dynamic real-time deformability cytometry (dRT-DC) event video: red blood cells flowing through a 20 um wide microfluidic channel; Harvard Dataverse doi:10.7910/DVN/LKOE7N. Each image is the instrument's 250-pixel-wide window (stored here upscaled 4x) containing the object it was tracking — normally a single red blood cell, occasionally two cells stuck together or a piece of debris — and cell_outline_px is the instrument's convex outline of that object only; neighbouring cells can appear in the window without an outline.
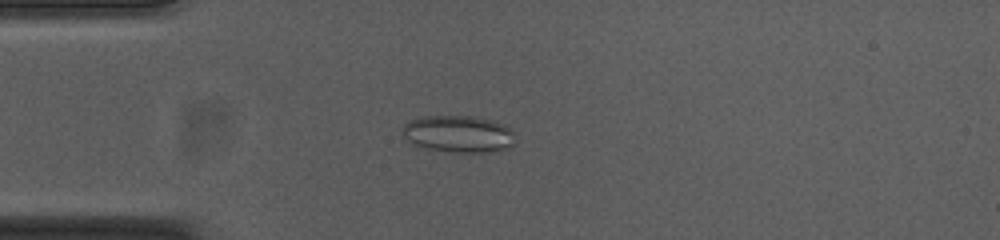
{"species": "common noctule bat (a hibernating species)", "species_latin": "Nyctalus noctula", "temperature_condition": "cold", "stored_images_in_passage": 54, "camera_frame_rate_fps": 3000, "um_per_image_px": 0.085, "animal": {"sex": "female", "body_mass_g": 23.0, "forearm_length_mm": 53.4}, "frame": {"image": 1, "passage_image": 14, "time_ms": 4.333, "image_size_px": [1000, 240], "cell_outline_px": [[516, 144], [492, 152], [452, 152], [428, 148], [416, 144], [408, 140], [404, 136], [404, 124], [412, 120], [424, 116], [468, 116], [492, 120], [504, 124], [512, 132]], "centroid_in_image_um": [39.01, 11.38], "position_along_channel_um": 46.0, "area_um2": 23.87}}
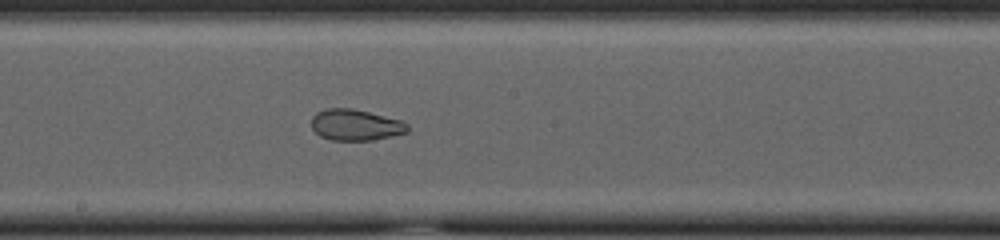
{"frame": {"image": 2, "passage_image": 29, "time_ms": 9.333, "image_size_px": [1000, 240], "cell_outline_px": [[408, 132], [372, 140], [332, 140], [320, 136], [312, 128], [312, 116], [316, 112], [328, 108], [352, 108], [404, 120], [408, 124]], "centroid_in_image_um": [30.24, 10.61], "position_along_channel_um": 218.0, "area_um2": 17.51}}
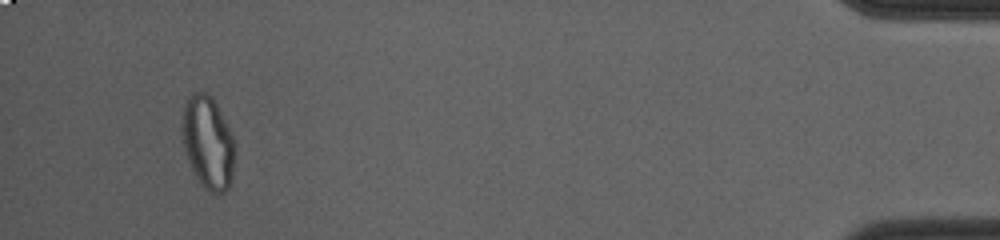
{"frame": {"image": 3, "passage_image": 51, "time_ms": 16.667, "image_size_px": [1000, 240], "cell_outline_px": [[236, 148], [232, 180], [228, 188], [224, 192], [212, 192], [204, 188], [196, 176], [188, 160], [184, 148], [184, 108], [188, 96], [192, 92], [208, 92], [212, 96], [232, 132], [236, 144]], "centroid_in_image_um": [17.74, 12.11], "position_along_channel_um": 417.5, "area_um2": 28.38}, "authors_computed_cell_mechanics": {"area_um2": 24.6806, "velocity_mm_per_s": 3.7441, "shape_relaxation_time_tau1_ms": null, "shape_relaxation_time_tau2_ms": 1.3651, "deformation_change_tau1": null, "deformation_change_tau2": 0.0579}}